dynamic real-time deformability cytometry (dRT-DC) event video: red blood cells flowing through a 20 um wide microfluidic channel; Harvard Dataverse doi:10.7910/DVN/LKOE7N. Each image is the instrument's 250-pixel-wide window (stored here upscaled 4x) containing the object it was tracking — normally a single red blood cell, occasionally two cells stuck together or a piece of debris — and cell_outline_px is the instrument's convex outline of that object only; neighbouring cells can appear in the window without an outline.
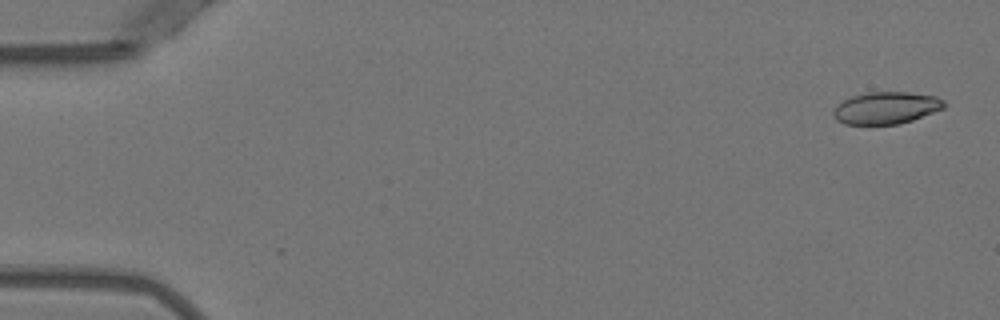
{"species": "Egyptian fruit bat (a non-hibernating species)", "species_latin": "Rousettus aegyptiacus", "temperature_condition": "warm", "stored_images_in_passage": 25, "camera_frame_rate_fps": 3000, "um_per_image_px": 0.085, "animal": {"sex": "female"}, "frame": {"image": 1, "passage_image": 2, "time_ms": 0.333, "image_size_px": [1000, 320], "cell_outline_px": [[944, 108], [912, 120], [900, 124], [844, 124], [836, 120], [832, 116], [832, 112], [836, 104], [852, 96], [868, 92], [908, 92], [936, 96], [944, 100]], "centroid_in_image_um": [75.28, 9.17], "position_along_channel_um": 9.7, "area_um2": 20.75}}
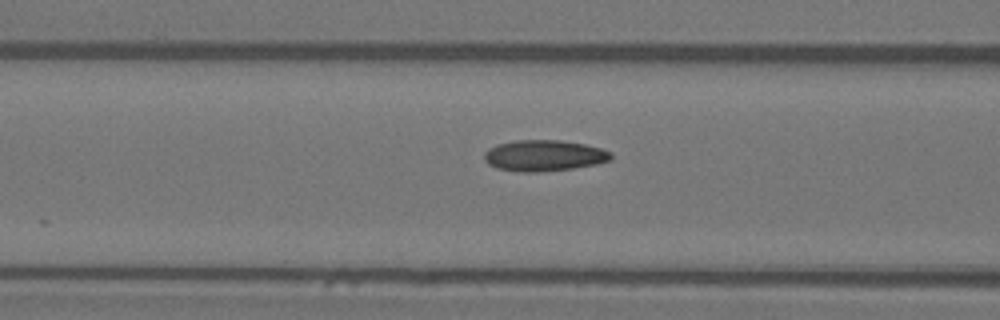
{"frame": {"image": 2, "passage_image": 21, "time_ms": 6.667, "image_size_px": [1000, 320], "cell_outline_px": [[612, 160], [596, 164], [572, 168], [536, 172], [520, 172], [496, 168], [488, 164], [484, 160], [484, 152], [488, 148], [496, 144], [516, 140], [560, 140], [584, 144], [600, 148], [612, 152]], "centroid_in_image_um": [46.22, 13.22], "position_along_channel_um": 120.4, "area_um2": 23.06}}
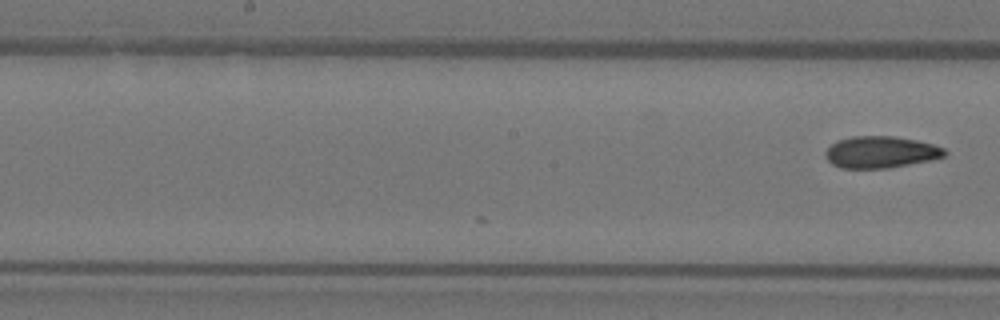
{"frame": {"image": 3, "passage_image": 25, "time_ms": 8.0, "image_size_px": [1000, 320], "cell_outline_px": [[948, 152], [944, 156], [932, 160], [888, 168], [840, 168], [832, 164], [824, 156], [824, 152], [832, 144], [840, 140], [852, 136], [896, 136], [916, 140], [932, 144], [944, 148]], "centroid_in_image_um": [74.87, 12.93], "position_along_channel_um": 173.3, "area_um2": 22.08}}